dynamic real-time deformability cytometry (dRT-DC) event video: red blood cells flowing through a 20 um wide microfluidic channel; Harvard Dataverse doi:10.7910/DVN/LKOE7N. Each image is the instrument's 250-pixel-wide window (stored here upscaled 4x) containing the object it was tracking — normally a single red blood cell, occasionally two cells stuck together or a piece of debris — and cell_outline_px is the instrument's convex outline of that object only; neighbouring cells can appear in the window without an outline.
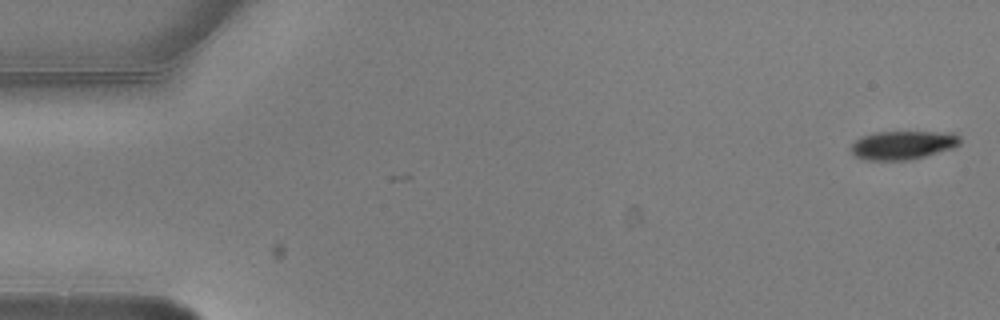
{"species": "common noctule bat (a hibernating species)", "species_latin": "Nyctalus noctula", "temperature_condition": "warm", "stored_images_in_passage": 6, "camera_frame_rate_fps": 3000, "um_per_image_px": 0.085, "animal": {"sex": "male", "body_mass_g": 20.5, "forearm_length_mm": 52.5}, "frame": {"image": 1, "passage_image": 1, "time_ms": 0.0, "image_size_px": [1000, 320], "cell_outline_px": [[960, 144], [952, 148], [924, 156], [908, 160], [864, 160], [856, 156], [852, 152], [852, 144], [860, 136], [876, 132], [952, 132], [960, 136]], "centroid_in_image_um": [76.74, 12.32], "position_along_channel_um": 8.3, "area_um2": 18.09}}